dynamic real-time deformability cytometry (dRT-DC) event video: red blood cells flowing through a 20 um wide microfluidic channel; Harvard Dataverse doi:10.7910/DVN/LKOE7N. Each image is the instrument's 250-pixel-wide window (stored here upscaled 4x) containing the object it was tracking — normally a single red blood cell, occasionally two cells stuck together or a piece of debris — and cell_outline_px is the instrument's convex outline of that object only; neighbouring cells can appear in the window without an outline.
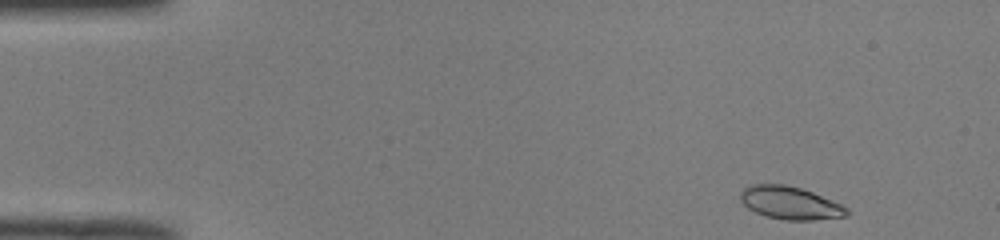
{"species": "common noctule bat (a hibernating species)", "species_latin": "Nyctalus noctula", "temperature_condition": "room temperature", "stored_images_in_passage": 46, "camera_frame_rate_fps": 3000, "um_per_image_px": 0.085, "animal": {"sex": "male", "body_mass_g": 19.0, "forearm_length_mm": 50.8}, "frame": {"image": 1, "passage_image": 1, "time_ms": 0.0, "image_size_px": [1000, 240], "cell_outline_px": [[848, 216], [812, 220], [784, 220], [768, 216], [756, 212], [748, 208], [740, 200], [740, 192], [744, 188], [752, 184], [784, 184], [800, 188], [812, 192], [840, 204], [848, 208]], "centroid_in_image_um": [67.15, 17.25], "position_along_channel_um": 17.9, "area_um2": 20.17}}
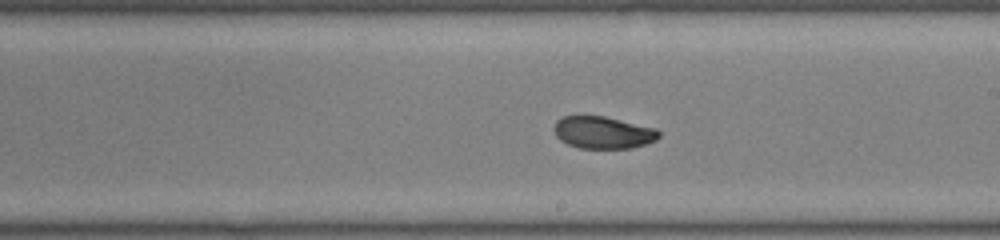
{"frame": {"image": 2, "passage_image": 25, "time_ms": 8.0, "image_size_px": [1000, 240], "cell_outline_px": [[660, 136], [656, 140], [632, 148], [580, 148], [568, 144], [560, 140], [556, 136], [552, 128], [556, 120], [564, 116], [604, 116], [656, 128], [660, 132]], "centroid_in_image_um": [51.24, 11.26], "position_along_channel_um": 237.8, "area_um2": 19.71}}
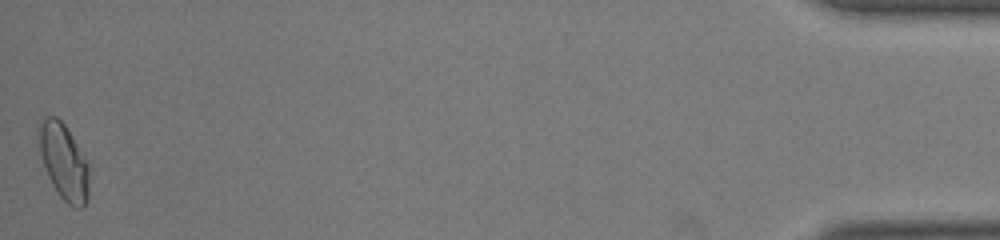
{"frame": {"image": 3, "passage_image": 46, "time_ms": 15.0, "image_size_px": [1000, 240], "cell_outline_px": [[88, 196], [84, 204], [80, 208], [72, 208], [60, 196], [52, 184], [48, 176], [40, 152], [36, 136], [40, 116], [56, 116], [64, 124], [72, 136], [88, 164]], "centroid_in_image_um": [5.37, 13.69], "position_along_channel_um": 429.8, "area_um2": 22.25}, "authors_computed_cell_mechanics": {"area_um2": 20.519, "velocity_mm_per_s": 4.0604, "shape_relaxation_time_tau1_ms": null, "shape_relaxation_time_tau2_ms": 1.3851, "deformation_change_tau1": null, "deformation_change_tau2": 0.0429}}